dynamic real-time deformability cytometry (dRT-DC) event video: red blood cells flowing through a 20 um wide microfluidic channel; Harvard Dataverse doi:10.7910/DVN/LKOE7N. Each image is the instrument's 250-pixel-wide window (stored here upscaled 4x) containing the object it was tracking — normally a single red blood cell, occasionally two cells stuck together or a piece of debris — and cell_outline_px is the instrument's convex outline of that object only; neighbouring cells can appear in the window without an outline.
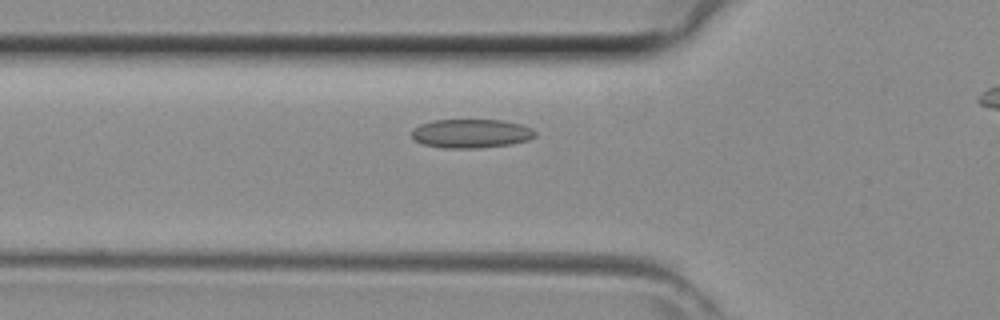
{"species": "common noctule bat (a hibernating species)", "species_latin": "Nyctalus noctula", "temperature_condition": "room temperature", "stored_images_in_passage": 24, "camera_frame_rate_fps": 3000, "um_per_image_px": 0.085, "animal": {"sex": "female", "body_mass_g": 29.2, "forearm_length_mm": 56.3}, "frame": {"image": 1, "passage_image": 3, "time_ms": 0.667, "image_size_px": [1000, 320], "cell_outline_px": [[536, 136], [528, 140], [512, 144], [476, 148], [444, 148], [424, 144], [416, 140], [412, 136], [412, 128], [420, 124], [432, 120], [504, 120], [520, 124], [532, 128], [536, 132]], "centroid_in_image_um": [40.06, 11.34], "position_along_channel_um": 85.7, "area_um2": 20.81}}
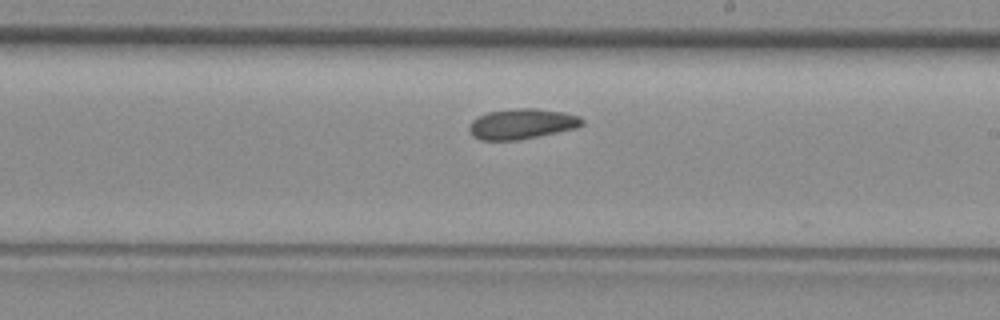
{"frame": {"image": 2, "passage_image": 13, "time_ms": 4.0, "image_size_px": [1000, 320], "cell_outline_px": [[584, 124], [576, 128], [516, 140], [480, 140], [472, 136], [468, 128], [472, 120], [488, 112], [520, 108], [536, 108], [560, 112], [580, 116], [584, 120]], "centroid_in_image_um": [44.34, 10.53], "position_along_channel_um": 244.7, "area_um2": 19.71}}
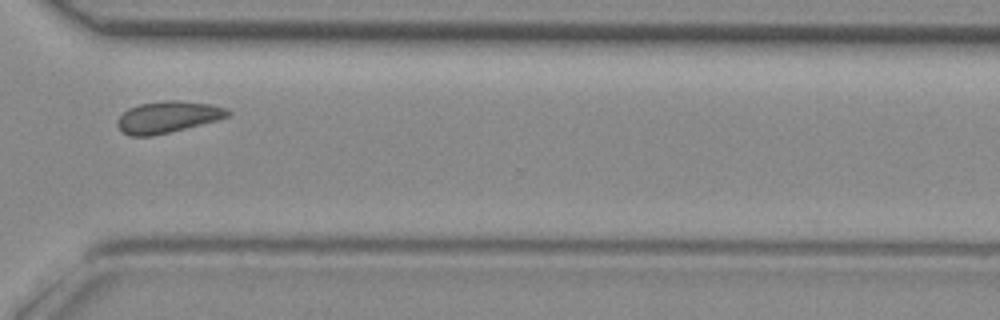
{"frame": {"image": 3, "passage_image": 20, "time_ms": 6.333, "image_size_px": [1000, 320], "cell_outline_px": [[232, 112], [228, 116], [216, 120], [152, 136], [128, 136], [116, 124], [120, 116], [128, 108], [140, 104], [168, 100], [180, 100], [212, 104], [228, 108]], "centroid_in_image_um": [14.27, 9.93], "position_along_channel_um": 356.3, "area_um2": 20.11}}